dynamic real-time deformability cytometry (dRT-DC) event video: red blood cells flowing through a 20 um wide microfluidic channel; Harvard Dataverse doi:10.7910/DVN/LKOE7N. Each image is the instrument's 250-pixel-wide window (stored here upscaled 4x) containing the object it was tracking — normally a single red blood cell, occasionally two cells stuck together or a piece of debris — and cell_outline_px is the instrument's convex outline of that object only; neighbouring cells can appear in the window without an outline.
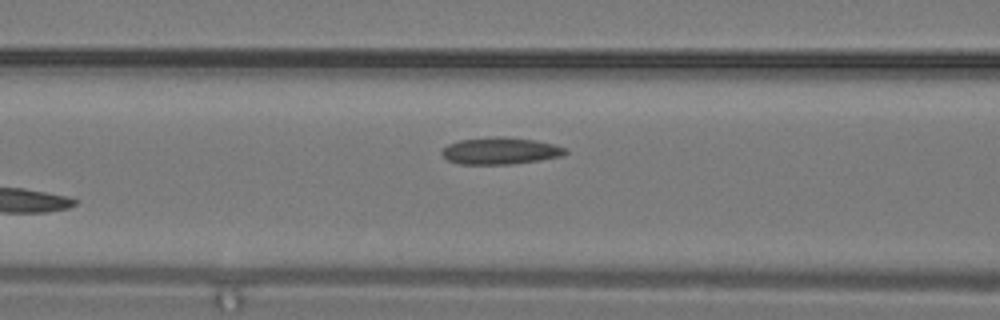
{"species": "common noctule bat (a hibernating species)", "species_latin": "Nyctalus noctula", "temperature_condition": "warm", "stored_images_in_passage": 6, "camera_frame_rate_fps": 3000, "um_per_image_px": 0.085, "animal": {"sex": "male", "body_mass_g": 19.2, "forearm_length_mm": 51.8}, "frame": {"image": 1, "passage_image": 6, "time_ms": 1.667, "image_size_px": [1000, 320], "cell_outline_px": [[568, 152], [564, 156], [540, 160], [512, 164], [460, 164], [448, 160], [440, 152], [448, 144], [460, 140], [496, 136], [504, 136], [536, 140], [556, 144], [568, 148]], "centroid_in_image_um": [42.6, 12.82], "position_along_channel_um": 124.0, "area_um2": 19.59}}